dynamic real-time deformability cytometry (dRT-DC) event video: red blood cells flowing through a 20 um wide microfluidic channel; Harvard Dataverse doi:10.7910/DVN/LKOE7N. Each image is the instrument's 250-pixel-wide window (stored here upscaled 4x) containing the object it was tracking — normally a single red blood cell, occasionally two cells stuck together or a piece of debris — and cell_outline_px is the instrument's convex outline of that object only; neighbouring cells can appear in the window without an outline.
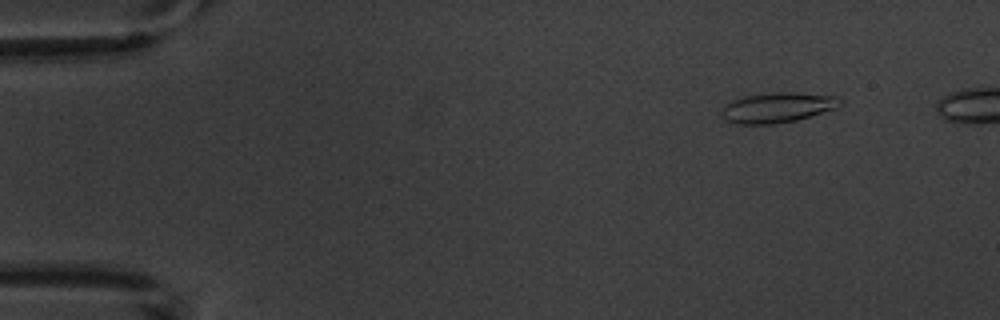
{"species": "common noctule bat (a hibernating species)", "species_latin": "Nyctalus noctula", "temperature_condition": "warm", "stored_images_in_passage": 5, "camera_frame_rate_fps": 3000, "um_per_image_px": 0.085, "animal": {"sex": "male", "body_mass_g": 20.1, "forearm_length_mm": 53.5}, "frame": {"image": 1, "passage_image": 2, "time_ms": 1.0, "image_size_px": [1000, 320], "cell_outline_px": [[840, 104], [836, 108], [796, 120], [776, 124], [736, 124], [724, 120], [724, 104], [732, 100], [744, 96], [772, 92], [792, 92], [836, 96], [840, 100]], "centroid_in_image_um": [66.06, 9.14], "position_along_channel_um": 18.9, "area_um2": 20.63}}